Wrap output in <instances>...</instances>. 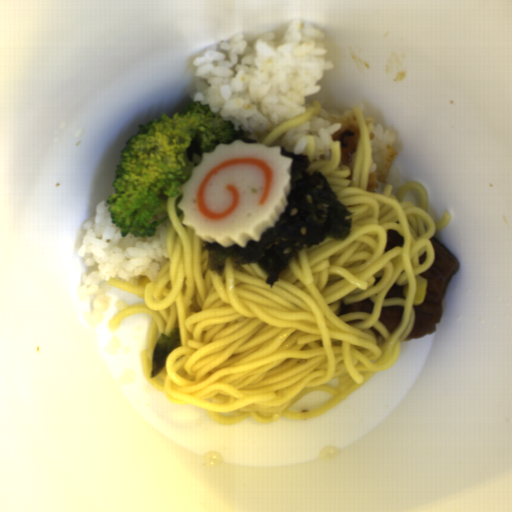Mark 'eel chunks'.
Wrapping results in <instances>:
<instances>
[{
    "mask_svg": "<svg viewBox=\"0 0 512 512\" xmlns=\"http://www.w3.org/2000/svg\"><path fill=\"white\" fill-rule=\"evenodd\" d=\"M404 285H397V283H394L392 287L388 290L386 293V298H403L405 299L403 295Z\"/></svg>",
    "mask_w": 512,
    "mask_h": 512,
    "instance_id": "3e7421f1",
    "label": "eel chunks"
},
{
    "mask_svg": "<svg viewBox=\"0 0 512 512\" xmlns=\"http://www.w3.org/2000/svg\"><path fill=\"white\" fill-rule=\"evenodd\" d=\"M430 243L435 251L434 261L430 267L418 274L427 281L425 296L419 305H412L415 310L414 323L405 340L435 332L436 325L441 320L443 300L449 282L459 267L458 260L443 242L432 236Z\"/></svg>",
    "mask_w": 512,
    "mask_h": 512,
    "instance_id": "4dd315ae",
    "label": "eel chunks"
},
{
    "mask_svg": "<svg viewBox=\"0 0 512 512\" xmlns=\"http://www.w3.org/2000/svg\"><path fill=\"white\" fill-rule=\"evenodd\" d=\"M386 237L387 241L384 250L385 253H388L395 247H401L405 243L403 236H401L397 231L393 229L386 231Z\"/></svg>",
    "mask_w": 512,
    "mask_h": 512,
    "instance_id": "9297f934",
    "label": "eel chunks"
},
{
    "mask_svg": "<svg viewBox=\"0 0 512 512\" xmlns=\"http://www.w3.org/2000/svg\"><path fill=\"white\" fill-rule=\"evenodd\" d=\"M374 307V302L368 297L356 303L341 304V310L338 315L339 317L351 313H368L372 315Z\"/></svg>",
    "mask_w": 512,
    "mask_h": 512,
    "instance_id": "5b157139",
    "label": "eel chunks"
},
{
    "mask_svg": "<svg viewBox=\"0 0 512 512\" xmlns=\"http://www.w3.org/2000/svg\"><path fill=\"white\" fill-rule=\"evenodd\" d=\"M404 306L402 305H391L382 307L381 315L378 319L389 333H393L399 326L403 317Z\"/></svg>",
    "mask_w": 512,
    "mask_h": 512,
    "instance_id": "57646c5b",
    "label": "eel chunks"
}]
</instances>
